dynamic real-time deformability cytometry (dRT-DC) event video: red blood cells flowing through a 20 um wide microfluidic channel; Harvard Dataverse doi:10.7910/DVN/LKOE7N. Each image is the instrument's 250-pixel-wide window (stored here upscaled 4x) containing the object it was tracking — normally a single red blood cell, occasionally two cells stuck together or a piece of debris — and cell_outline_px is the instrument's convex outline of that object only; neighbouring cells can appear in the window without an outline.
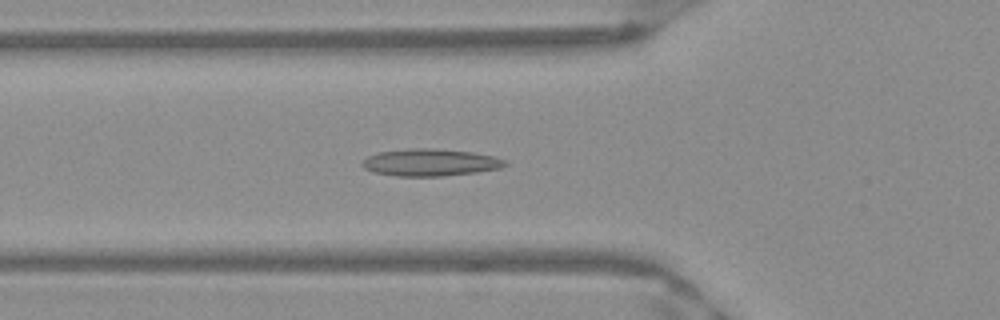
{"species": "Egyptian fruit bat (a non-hibernating species)", "species_latin": "Rousettus aegyptiacus", "temperature_condition": "warm", "stored_images_in_passage": 51, "camera_frame_rate_fps": 3000, "um_per_image_px": 0.085, "frame": {"image": 1, "passage_image": 18, "time_ms": 5.667, "image_size_px": [1000, 320], "cell_outline_px": [[508, 164], [500, 168], [476, 172], [440, 176], [396, 176], [376, 172], [364, 168], [360, 164], [368, 156], [380, 152], [412, 148], [432, 148], [472, 152], [492, 156], [508, 160]], "centroid_in_image_um": [36.6, 13.8], "position_along_channel_um": 89.2, "area_um2": 22.43}}
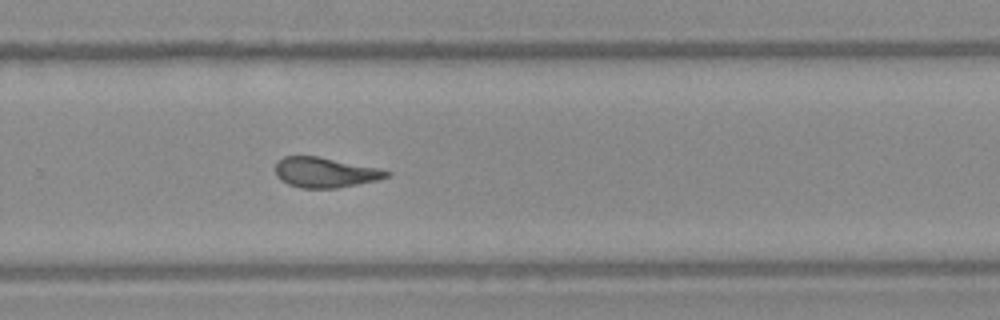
{"frame": {"image": 2, "passage_image": 34, "time_ms": 11.0, "image_size_px": [1000, 320], "cell_outline_px": [[392, 172], [388, 176], [376, 180], [336, 188], [300, 188], [288, 184], [280, 180], [276, 176], [276, 164], [284, 156], [316, 156], [376, 168]], "centroid_in_image_um": [27.58, 14.66], "position_along_channel_um": 302.2, "area_um2": 19.13}}
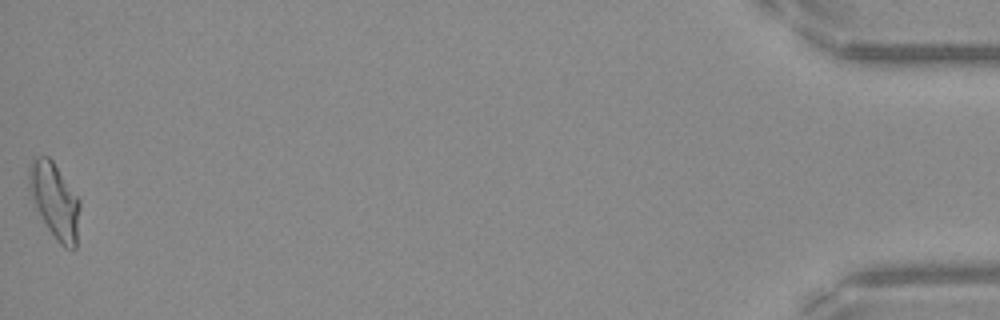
{"frame": {"image": 3, "passage_image": 51, "time_ms": 16.667, "image_size_px": [1000, 320], "cell_outline_px": [[80, 208], [76, 248], [64, 248], [56, 240], [48, 228], [32, 200], [28, 188], [28, 164], [32, 156], [48, 156], [52, 160], [80, 200]], "centroid_in_image_um": [4.63, 17.02], "position_along_channel_um": 430.6, "area_um2": 22.43}, "authors_computed_cell_mechanics": {"area_um2": 20.3456, "velocity_mm_per_s": 3.9809, "shape_relaxation_time_tau1_ms": null, "shape_relaxation_time_tau2_ms": 1.9457, "deformation_change_tau1": null, "deformation_change_tau2": 0.0984}}